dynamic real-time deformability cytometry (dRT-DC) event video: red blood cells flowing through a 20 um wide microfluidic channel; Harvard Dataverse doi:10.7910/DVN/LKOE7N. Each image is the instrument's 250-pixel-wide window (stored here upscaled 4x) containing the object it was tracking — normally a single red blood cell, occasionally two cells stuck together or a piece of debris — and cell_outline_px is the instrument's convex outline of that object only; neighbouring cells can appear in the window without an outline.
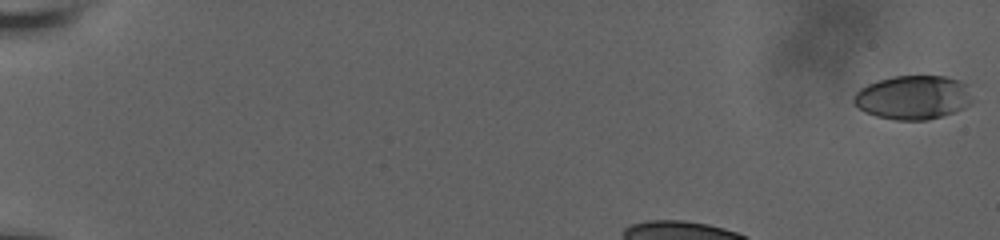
{"species": "human", "species_latin": "Homo sapiens", "temperature_condition": "room temperature", "stored_images_in_passage": 7, "camera_frame_rate_fps": 3000, "um_per_image_px": 0.085, "donor": {"sex": "male"}, "frame": {"image": 1, "passage_image": 1, "time_ms": 0.0, "image_size_px": [1000, 240], "cell_outline_px": [[968, 104], [964, 108], [956, 112], [928, 120], [896, 120], [876, 116], [864, 112], [852, 100], [852, 96], [860, 88], [868, 84], [892, 76], [944, 76], [960, 80], [968, 84]], "centroid_in_image_um": [77.58, 8.28], "position_along_channel_um": 7.4, "area_um2": 30.29}}